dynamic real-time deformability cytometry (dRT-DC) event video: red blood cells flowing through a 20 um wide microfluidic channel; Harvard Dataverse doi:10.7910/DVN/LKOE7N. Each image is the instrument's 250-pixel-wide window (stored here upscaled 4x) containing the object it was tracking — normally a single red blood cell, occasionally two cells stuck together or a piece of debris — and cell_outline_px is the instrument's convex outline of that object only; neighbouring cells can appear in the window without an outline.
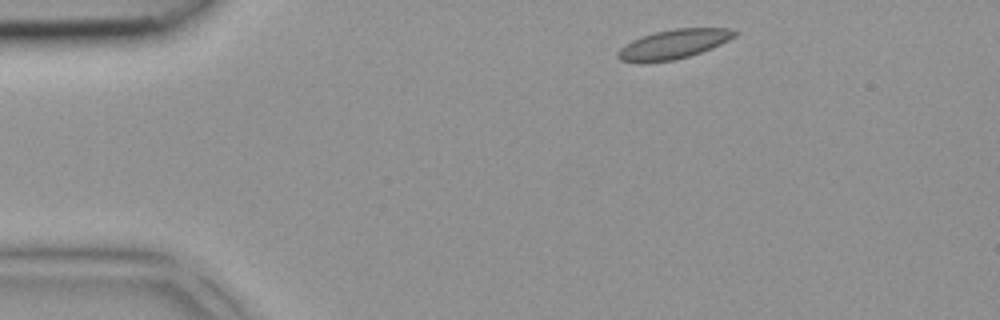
{"species": "common noctule bat (a hibernating species)", "species_latin": "Nyctalus noctula", "temperature_condition": "room temperature", "stored_images_in_passage": 2, "camera_frame_rate_fps": 3000, "um_per_image_px": 0.085, "animal": {"sex": "female", "body_mass_g": 18.4}, "frame": {"image": 1, "passage_image": 1, "time_ms": 0.0, "image_size_px": [1000, 320], "cell_outline_px": [[740, 32], [736, 36], [712, 48], [688, 56], [672, 60], [640, 64], [620, 60], [616, 56], [616, 52], [624, 44], [640, 36], [656, 32], [676, 28], [732, 28]], "centroid_in_image_um": [57.22, 3.76], "position_along_channel_um": 27.8, "area_um2": 20.23}}
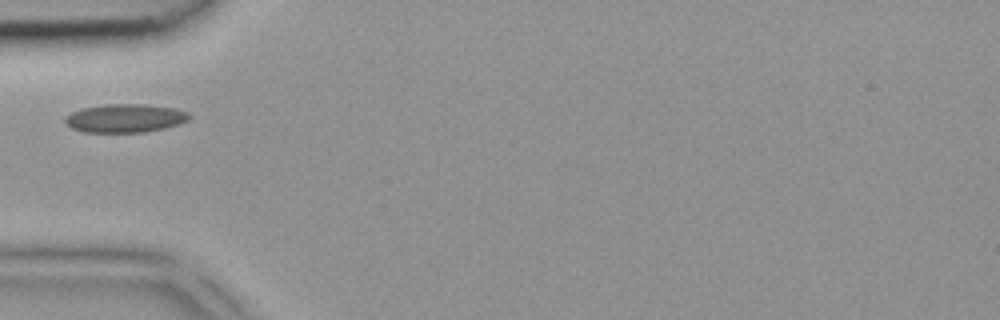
{"frame": {"image": 2, "passage_image": 2, "time_ms": 0.333, "image_size_px": [1000, 320], "cell_outline_px": [[192, 116], [188, 120], [180, 124], [164, 128], [144, 132], [84, 132], [72, 128], [64, 124], [64, 120], [72, 112], [80, 108], [108, 104], [144, 104], [176, 108], [188, 112]], "centroid_in_image_um": [10.65, 10.04], "position_along_channel_um": 74.3, "area_um2": 20.69}}